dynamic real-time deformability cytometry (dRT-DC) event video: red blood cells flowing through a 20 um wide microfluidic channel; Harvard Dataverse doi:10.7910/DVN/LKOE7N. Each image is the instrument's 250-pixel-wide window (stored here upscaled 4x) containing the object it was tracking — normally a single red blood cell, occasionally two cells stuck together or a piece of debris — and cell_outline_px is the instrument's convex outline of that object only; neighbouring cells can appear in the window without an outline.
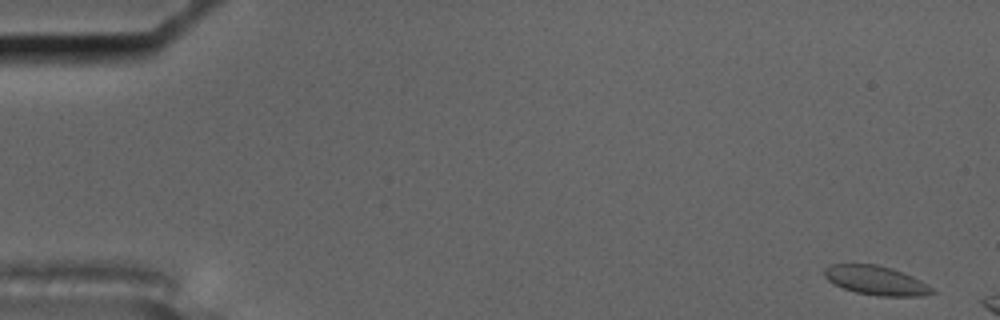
{"species": "common noctule bat (a hibernating species)", "species_latin": "Nyctalus noctula", "temperature_condition": "cold", "stored_images_in_passage": 3, "camera_frame_rate_fps": 3000, "um_per_image_px": 0.085, "animal": {"sex": "male", "body_mass_g": 17.5, "forearm_length_mm": 52.3}, "frame": {"image": 1, "passage_image": 1, "time_ms": 0.0, "image_size_px": [1000, 320], "cell_outline_px": [[936, 292], [920, 296], [880, 296], [856, 292], [844, 288], [828, 280], [824, 276], [824, 268], [828, 264], [876, 264], [892, 268], [912, 276], [928, 284]], "centroid_in_image_um": [74.46, 23.82], "position_along_channel_um": 10.5, "area_um2": 18.21}}